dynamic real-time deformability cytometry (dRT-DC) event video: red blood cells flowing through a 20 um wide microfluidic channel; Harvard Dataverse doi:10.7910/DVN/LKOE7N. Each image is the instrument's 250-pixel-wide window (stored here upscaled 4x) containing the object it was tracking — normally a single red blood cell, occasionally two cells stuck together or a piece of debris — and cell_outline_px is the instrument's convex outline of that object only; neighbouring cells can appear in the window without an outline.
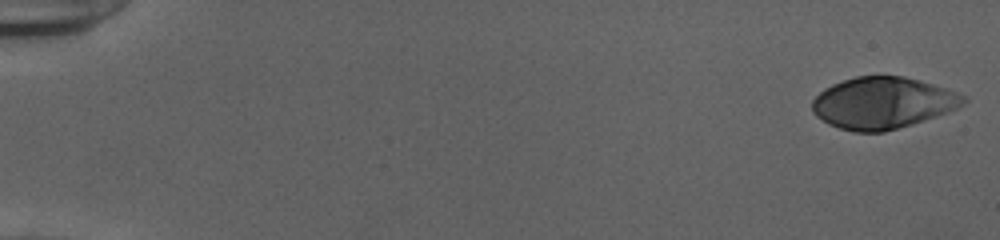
{"species": "human", "species_latin": "Homo sapiens", "temperature_condition": "cold", "stored_images_in_passage": 53, "camera_frame_rate_fps": 3000, "um_per_image_px": 0.085, "donor": {"sex": "female"}, "frame": {"image": 1, "passage_image": 1, "time_ms": 0.0, "image_size_px": [1000, 240], "cell_outline_px": [[968, 100], [964, 104], [948, 112], [912, 124], [884, 132], [852, 132], [828, 124], [816, 116], [812, 112], [812, 100], [824, 88], [832, 84], [856, 76], [904, 76], [920, 80], [956, 92], [964, 96]], "centroid_in_image_um": [75.01, 8.75], "position_along_channel_um": 10.0, "area_um2": 45.43}}
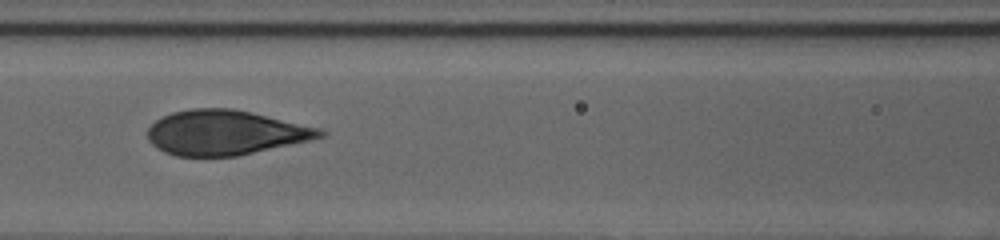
{"frame": {"image": 2, "passage_image": 25, "time_ms": 8.0, "image_size_px": [1000, 240], "cell_outline_px": [[328, 136], [312, 140], [236, 156], [176, 156], [164, 152], [156, 148], [148, 140], [148, 128], [156, 120], [172, 112], [188, 108], [232, 108], [252, 112], [320, 128], [328, 132]], "centroid_in_image_um": [19.17, 11.27], "position_along_channel_um": 147.4, "area_um2": 45.2}}
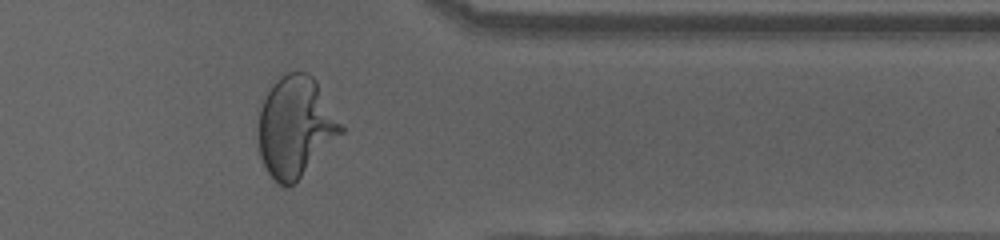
{"frame": {"image": 3, "passage_image": 44, "time_ms": 14.333, "image_size_px": [1000, 240], "cell_outline_px": [[344, 132], [288, 188], [284, 188], [276, 184], [268, 172], [260, 156], [256, 136], [260, 108], [268, 92], [276, 80], [280, 76], [288, 72], [308, 72], [316, 80], [344, 128]], "centroid_in_image_um": [25.08, 10.78], "position_along_channel_um": 386.3, "area_um2": 48.26}, "authors_computed_cell_mechanics": {"area_um2": 45.8354, "velocity_mm_per_s": 3.8937, "shape_relaxation_time_tau1_ms": 6.3273, "shape_relaxation_time_tau2_ms": null, "deformation_change_tau1": 0.2671, "deformation_change_tau2": null}}